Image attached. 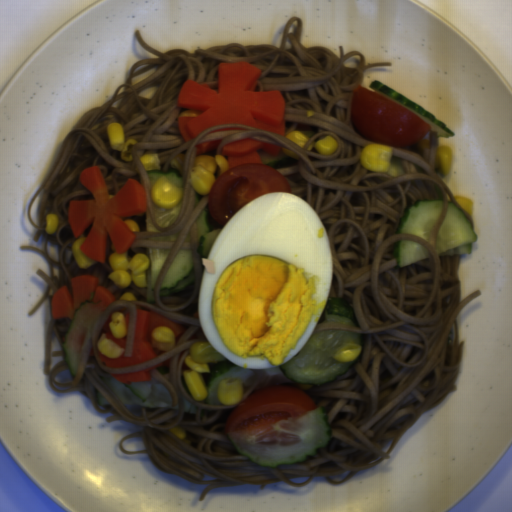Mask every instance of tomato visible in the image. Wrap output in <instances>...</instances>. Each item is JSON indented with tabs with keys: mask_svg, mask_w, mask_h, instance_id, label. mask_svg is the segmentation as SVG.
I'll use <instances>...</instances> for the list:
<instances>
[{
	"mask_svg": "<svg viewBox=\"0 0 512 512\" xmlns=\"http://www.w3.org/2000/svg\"><path fill=\"white\" fill-rule=\"evenodd\" d=\"M349 113L353 132L374 144L409 148L431 129L424 118L359 84L352 90Z\"/></svg>",
	"mask_w": 512,
	"mask_h": 512,
	"instance_id": "512abeb7",
	"label": "tomato"
},
{
	"mask_svg": "<svg viewBox=\"0 0 512 512\" xmlns=\"http://www.w3.org/2000/svg\"><path fill=\"white\" fill-rule=\"evenodd\" d=\"M268 193H289L286 176L263 163H244L229 168L210 187L207 210L217 227H225L233 215L254 199Z\"/></svg>",
	"mask_w": 512,
	"mask_h": 512,
	"instance_id": "590e3db6",
	"label": "tomato"
},
{
	"mask_svg": "<svg viewBox=\"0 0 512 512\" xmlns=\"http://www.w3.org/2000/svg\"><path fill=\"white\" fill-rule=\"evenodd\" d=\"M315 408V400L297 387L262 388L231 408L223 434L260 438L278 422L298 419Z\"/></svg>",
	"mask_w": 512,
	"mask_h": 512,
	"instance_id": "da07e99c",
	"label": "tomato"
}]
</instances>
